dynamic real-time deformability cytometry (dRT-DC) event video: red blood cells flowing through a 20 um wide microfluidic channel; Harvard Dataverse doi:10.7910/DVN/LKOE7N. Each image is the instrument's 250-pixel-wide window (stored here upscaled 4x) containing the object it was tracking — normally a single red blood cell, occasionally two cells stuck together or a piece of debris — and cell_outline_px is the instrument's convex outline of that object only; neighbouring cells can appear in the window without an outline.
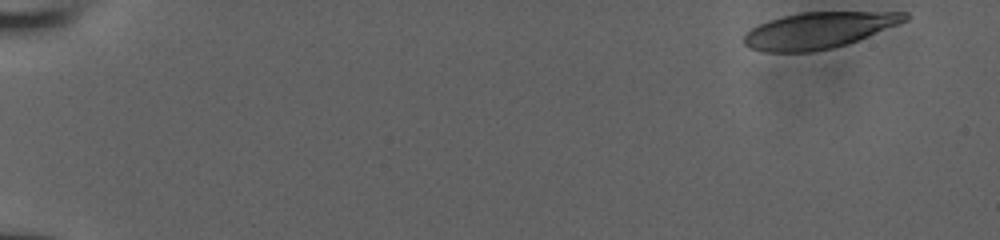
{"species": "human", "species_latin": "Homo sapiens", "temperature_condition": "room temperature", "stored_images_in_passage": 50, "camera_frame_rate_fps": 3000, "um_per_image_px": 0.085, "donor": {"sex": "male"}, "frame": {"image": 1, "passage_image": 1, "time_ms": 0.0, "image_size_px": [1000, 240], "cell_outline_px": [[908, 20], [856, 40], [832, 48], [812, 52], [764, 52], [748, 48], [744, 44], [744, 36], [752, 28], [768, 20], [800, 12], [908, 12]], "centroid_in_image_um": [69.54, 2.58], "position_along_channel_um": 15.5, "area_um2": 33.58}}
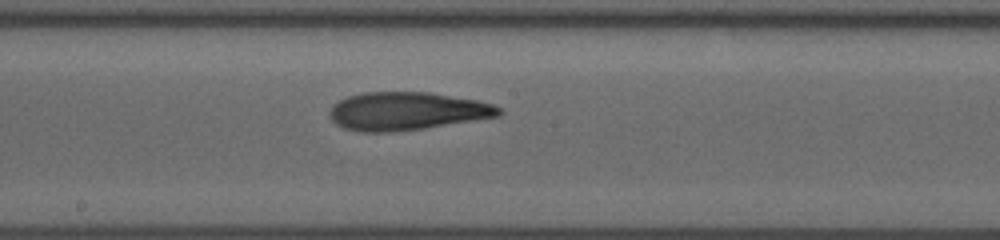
{"frame": {"image": 2, "passage_image": 28, "time_ms": 9.0, "image_size_px": [1000, 240], "cell_outline_px": [[504, 112], [500, 116], [424, 128], [392, 132], [360, 132], [344, 128], [336, 124], [332, 120], [328, 112], [332, 104], [348, 96], [364, 92], [432, 92], [476, 100], [492, 104], [500, 108]], "centroid_in_image_um": [34.56, 9.44], "position_along_channel_um": 213.6, "area_um2": 37.69}}
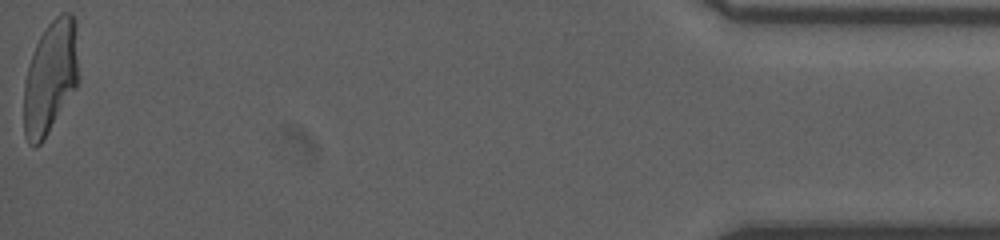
{"frame": {"image": 3, "passage_image": 50, "time_ms": 16.333, "image_size_px": [1000, 240], "cell_outline_px": [[80, 80], [76, 88], [48, 132], [40, 144], [36, 148], [32, 148], [28, 144], [24, 136], [24, 80], [36, 44], [40, 36], [48, 24], [60, 12], [72, 12], [76, 20]], "centroid_in_image_um": [4.31, 6.55], "position_along_channel_um": 430.9, "area_um2": 36.65}}